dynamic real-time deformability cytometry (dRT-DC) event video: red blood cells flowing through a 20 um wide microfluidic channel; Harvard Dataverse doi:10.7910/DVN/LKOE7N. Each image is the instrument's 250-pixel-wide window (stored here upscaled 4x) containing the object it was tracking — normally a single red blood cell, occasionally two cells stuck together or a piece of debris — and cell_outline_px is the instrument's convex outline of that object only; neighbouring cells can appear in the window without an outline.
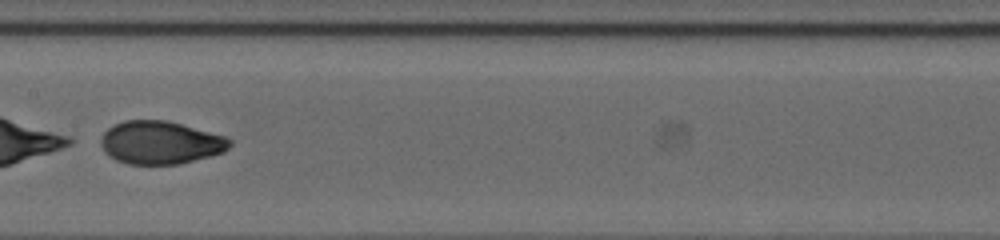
{"species": "human", "species_latin": "Homo sapiens", "temperature_condition": "cold", "stored_images_in_passage": 52, "segment_of_instrument_passage": [2, 2], "camera_frame_rate_fps": 3000, "um_per_image_px": 0.085, "donor": {"sex": "female"}, "frame": {"image": 1, "passage_image": 29, "time_ms": 9.333, "image_size_px": [1000, 240], "cell_outline_px": [[232, 144], [224, 152], [180, 164], [128, 164], [116, 160], [108, 156], [100, 144], [100, 140], [104, 132], [108, 128], [124, 120], [168, 120], [224, 136], [232, 140]], "centroid_in_image_um": [13.63, 12.12], "position_along_channel_um": 193.8, "area_um2": 32.31}}
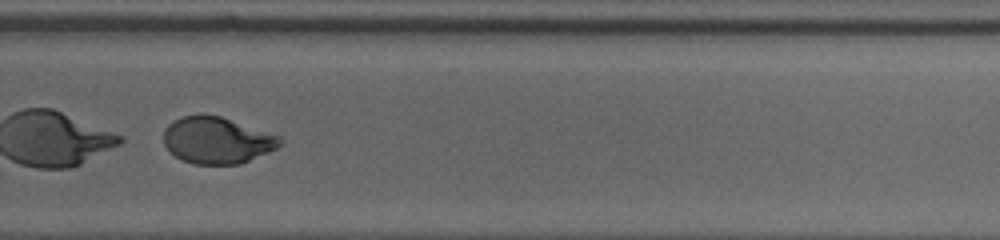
{"frame": {"image": 2, "passage_image": 38, "time_ms": 12.333, "image_size_px": [1000, 240], "cell_outline_px": [[284, 144], [268, 152], [240, 164], [192, 164], [180, 160], [164, 144], [164, 128], [172, 120], [184, 116], [220, 116], [280, 136], [284, 140]], "centroid_in_image_um": [18.45, 11.94], "position_along_channel_um": 311.3, "area_um2": 31.39}}